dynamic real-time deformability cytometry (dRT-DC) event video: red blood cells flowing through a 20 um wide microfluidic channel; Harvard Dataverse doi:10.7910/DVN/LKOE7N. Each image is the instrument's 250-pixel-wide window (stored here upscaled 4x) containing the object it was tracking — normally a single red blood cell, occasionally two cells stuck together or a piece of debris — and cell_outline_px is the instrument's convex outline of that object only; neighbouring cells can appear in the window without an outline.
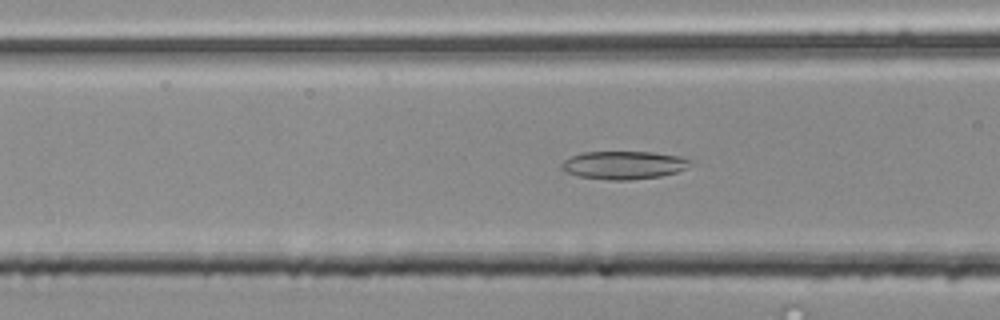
{"species": "common noctule bat (a hibernating species)", "species_latin": "Nyctalus noctula", "temperature_condition": "room temperature", "stored_images_in_passage": 40, "camera_frame_rate_fps": 3000, "um_per_image_px": 0.085, "animal": {"sex": "male", "body_mass_g": 20.4}, "frame": {"image": 1, "passage_image": 7, "time_ms": 2.0, "image_size_px": [1000, 320], "cell_outline_px": [[692, 164], [676, 172], [660, 176], [628, 180], [608, 180], [580, 176], [568, 172], [560, 168], [560, 164], [564, 160], [572, 156], [584, 152], [652, 152], [680, 156], [692, 160]], "centroid_in_image_um": [53.02, 14.03], "position_along_channel_um": 113.6, "area_um2": 20.92}}
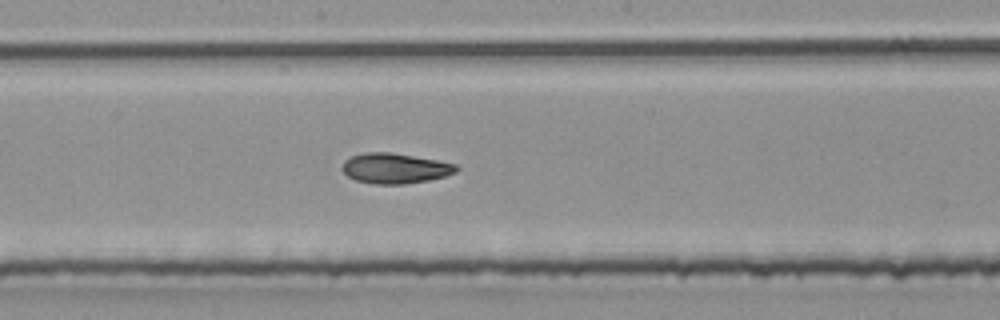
{"frame": {"image": 2, "passage_image": 15, "time_ms": 4.667, "image_size_px": [1000, 320], "cell_outline_px": [[460, 168], [456, 172], [444, 176], [428, 180], [404, 184], [372, 184], [356, 180], [348, 176], [340, 168], [344, 160], [352, 156], [364, 152], [392, 152], [436, 160], [456, 164]], "centroid_in_image_um": [33.55, 14.3], "position_along_channel_um": 214.7, "area_um2": 20.17}}
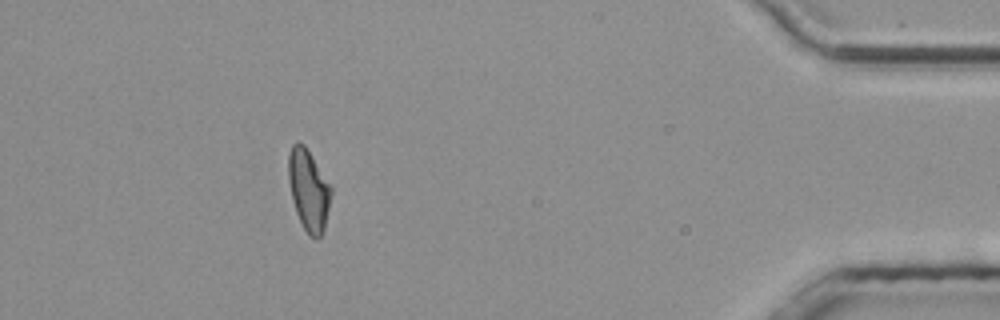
{"frame": {"image": 3, "passage_image": 35, "time_ms": 11.333, "image_size_px": [1000, 320], "cell_outline_px": [[332, 192], [324, 228], [320, 236], [316, 240], [308, 236], [296, 212], [288, 180], [288, 152], [292, 144], [296, 140], [304, 144], [332, 188]], "centroid_in_image_um": [26.21, 16.13], "position_along_channel_um": 409.0, "area_um2": 20.06}, "authors_computed_cell_mechanics": {"area_um2": 20.0566, "velocity_mm_per_s": 3.7729, "shape_relaxation_time_tau1_ms": null, "shape_relaxation_time_tau2_ms": 4.3978, "deformation_change_tau1": null, "deformation_change_tau2": 0.0998}}